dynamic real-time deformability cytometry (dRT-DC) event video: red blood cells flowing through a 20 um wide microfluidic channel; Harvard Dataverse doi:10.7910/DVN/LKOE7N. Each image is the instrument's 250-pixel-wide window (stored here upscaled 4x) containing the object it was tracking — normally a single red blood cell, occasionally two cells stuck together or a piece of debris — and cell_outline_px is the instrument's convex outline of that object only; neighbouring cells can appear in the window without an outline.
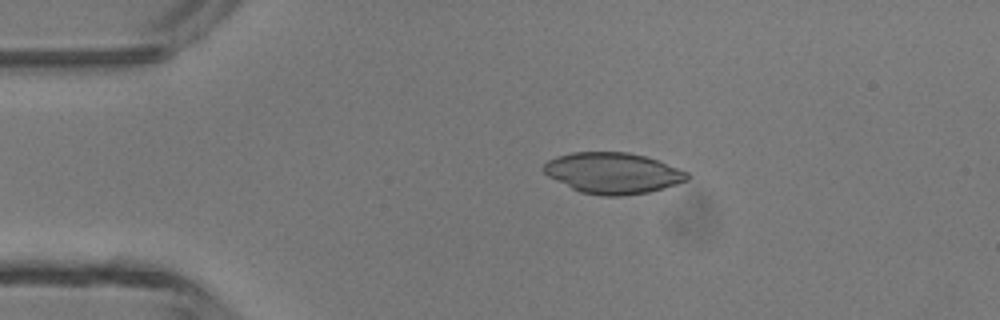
{"species": "common noctule bat (a hibernating species)", "species_latin": "Nyctalus noctula", "temperature_condition": "room temperature", "stored_images_in_passage": 38, "camera_frame_rate_fps": 3000, "um_per_image_px": 0.085, "animal": {"sex": "male", "body_mass_g": 13.3}, "frame": {"image": 1, "passage_image": 1, "time_ms": 0.0, "image_size_px": [1000, 320], "cell_outline_px": [[688, 180], [676, 184], [648, 192], [620, 196], [600, 196], [580, 192], [548, 176], [544, 172], [544, 164], [548, 160], [556, 156], [572, 152], [628, 152], [644, 156], [656, 160], [688, 172]], "centroid_in_image_um": [52.07, 14.71], "position_along_channel_um": 32.9, "area_um2": 33.99}}
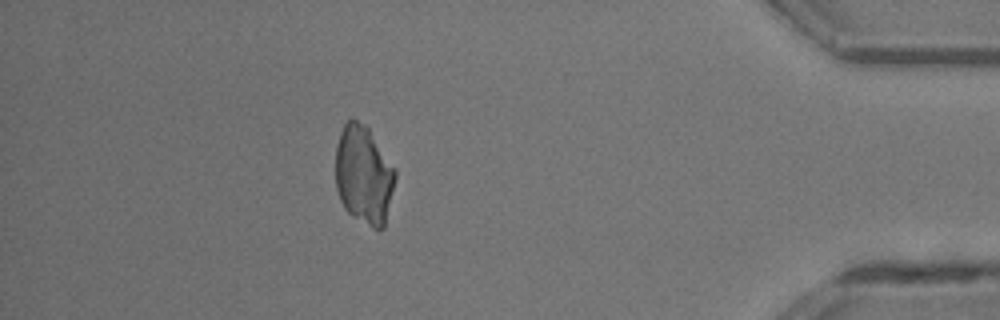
{"frame": {"image": 2, "passage_image": 33, "time_ms": 10.667, "image_size_px": [1000, 320], "cell_outline_px": [[396, 176], [384, 228], [372, 228], [352, 216], [344, 208], [340, 200], [336, 188], [336, 144], [340, 132], [344, 124], [352, 116], [364, 124], [368, 128], [396, 168]], "centroid_in_image_um": [30.91, 14.85], "position_along_channel_um": 404.3, "area_um2": 34.51}}